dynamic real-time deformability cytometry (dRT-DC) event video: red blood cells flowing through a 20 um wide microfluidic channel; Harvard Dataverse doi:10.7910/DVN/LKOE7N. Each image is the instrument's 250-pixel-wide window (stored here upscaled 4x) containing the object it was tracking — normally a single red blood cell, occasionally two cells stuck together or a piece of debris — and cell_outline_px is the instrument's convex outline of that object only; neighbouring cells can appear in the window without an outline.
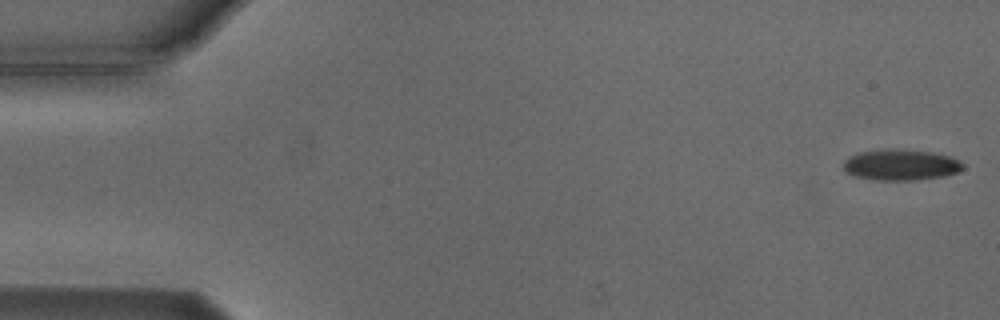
{"species": "Egyptian fruit bat (a non-hibernating species)", "species_latin": "Rousettus aegyptiacus", "temperature_condition": "cold", "stored_images_in_passage": 5, "camera_frame_rate_fps": 3000, "um_per_image_px": 0.085, "animal": {"sex": "male"}, "frame": {"image": 1, "passage_image": 1, "time_ms": 0.0, "image_size_px": [1000, 320], "cell_outline_px": [[964, 168], [956, 172], [944, 176], [912, 180], [872, 180], [856, 176], [848, 172], [844, 168], [844, 160], [848, 156], [860, 152], [884, 148], [896, 148], [932, 152], [948, 156], [964, 164]], "centroid_in_image_um": [76.54, 14.0], "position_along_channel_um": 8.5, "area_um2": 21.56}}
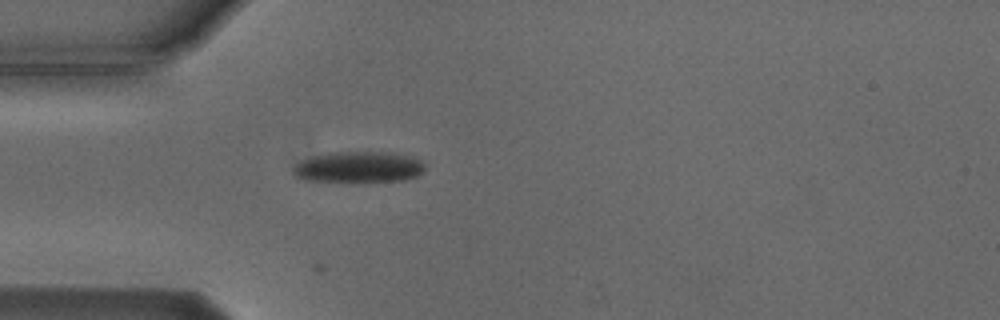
{"frame": {"image": 2, "passage_image": 5, "time_ms": 4.667, "image_size_px": [1000, 320], "cell_outline_px": [[424, 172], [416, 176], [404, 180], [304, 180], [296, 176], [292, 172], [296, 164], [312, 156], [332, 152], [388, 152], [420, 160], [424, 164]], "centroid_in_image_um": [30.48, 14.18], "position_along_channel_um": 54.5, "area_um2": 23.0}}